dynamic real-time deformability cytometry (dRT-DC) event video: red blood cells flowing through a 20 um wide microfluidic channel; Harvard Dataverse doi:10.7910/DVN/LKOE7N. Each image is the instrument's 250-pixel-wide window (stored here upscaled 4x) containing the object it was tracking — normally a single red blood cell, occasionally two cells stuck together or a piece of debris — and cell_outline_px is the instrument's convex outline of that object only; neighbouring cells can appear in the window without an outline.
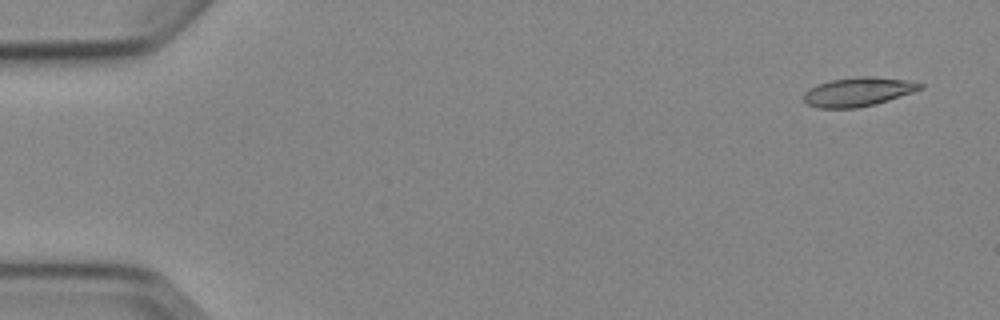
{"species": "Egyptian fruit bat (a non-hibernating species)", "species_latin": "Rousettus aegyptiacus", "temperature_condition": "cold", "stored_images_in_passage": 4, "camera_frame_rate_fps": 3000, "um_per_image_px": 0.085, "animal": {"sex": "female"}, "frame": {"image": 1, "passage_image": 1, "time_ms": 0.0, "image_size_px": [1000, 320], "cell_outline_px": [[924, 88], [876, 104], [856, 108], [820, 108], [808, 104], [804, 100], [804, 92], [808, 88], [816, 84], [832, 80], [856, 76], [872, 76], [904, 80], [924, 84]], "centroid_in_image_um": [72.91, 7.8], "position_along_channel_um": 12.1, "area_um2": 19.59}}
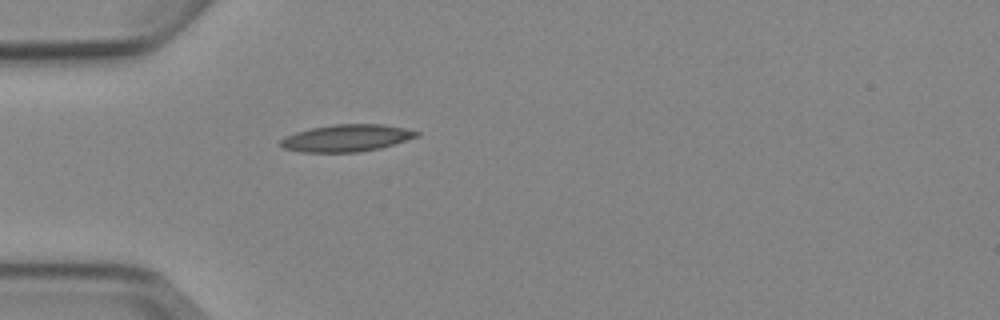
{"frame": {"image": 2, "passage_image": 4, "time_ms": 4.333, "image_size_px": [1000, 320], "cell_outline_px": [[420, 136], [380, 148], [360, 152], [300, 152], [284, 148], [280, 144], [280, 140], [284, 136], [296, 132], [312, 128], [332, 124], [384, 124], [404, 128], [420, 132]], "centroid_in_image_um": [29.46, 11.73], "position_along_channel_um": 55.5, "area_um2": 21.5}}